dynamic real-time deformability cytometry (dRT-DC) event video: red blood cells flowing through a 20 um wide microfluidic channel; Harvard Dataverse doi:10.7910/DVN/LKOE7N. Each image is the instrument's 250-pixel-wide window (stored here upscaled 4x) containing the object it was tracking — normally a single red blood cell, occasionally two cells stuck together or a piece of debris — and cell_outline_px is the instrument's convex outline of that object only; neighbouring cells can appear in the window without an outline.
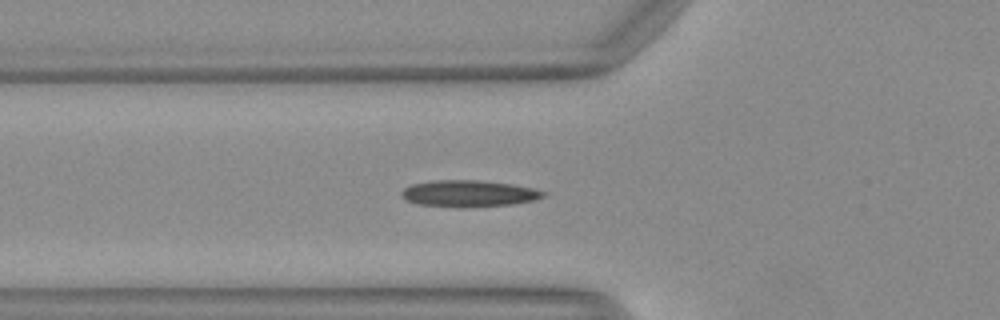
{"species": "Egyptian fruit bat (a non-hibernating species)", "species_latin": "Rousettus aegyptiacus", "temperature_condition": "warm", "stored_images_in_passage": 35, "camera_frame_rate_fps": 3000, "um_per_image_px": 0.085, "animal": {"sex": "female"}, "frame": {"image": 1, "passage_image": 2, "time_ms": 0.333, "image_size_px": [1000, 320], "cell_outline_px": [[544, 196], [532, 200], [512, 204], [464, 208], [416, 204], [404, 200], [400, 196], [400, 192], [404, 188], [412, 184], [436, 180], [480, 180], [512, 184], [532, 188], [544, 192]], "centroid_in_image_um": [39.76, 16.45], "position_along_channel_um": 86.0, "area_um2": 22.02}}
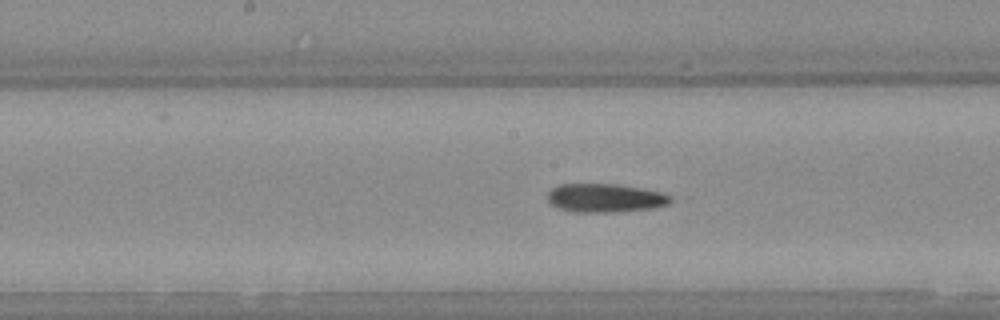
{"frame": {"image": 2, "passage_image": 10, "time_ms": 3.0, "image_size_px": [1000, 320], "cell_outline_px": [[672, 200], [668, 204], [652, 208], [612, 212], [576, 212], [560, 208], [552, 204], [548, 200], [548, 192], [552, 188], [560, 184], [616, 184], [640, 188], [660, 192], [672, 196]], "centroid_in_image_um": [51.44, 16.82], "position_along_channel_um": 196.8, "area_um2": 20.29}}
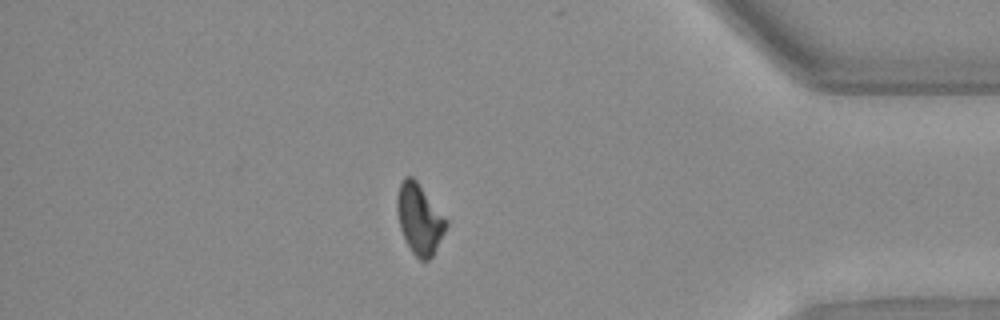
{"frame": {"image": 3, "passage_image": 27, "time_ms": 8.667, "image_size_px": [1000, 320], "cell_outline_px": [[448, 224], [432, 256], [428, 260], [420, 260], [412, 252], [404, 240], [400, 228], [396, 208], [396, 196], [400, 184], [404, 176], [412, 176], [416, 180], [448, 220]], "centroid_in_image_um": [35.63, 18.6], "position_along_channel_um": 399.6, "area_um2": 20.06}}